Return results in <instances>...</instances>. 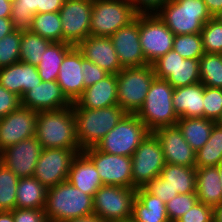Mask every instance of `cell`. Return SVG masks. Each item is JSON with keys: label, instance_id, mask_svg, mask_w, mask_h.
<instances>
[{"label": "cell", "instance_id": "cell-1", "mask_svg": "<svg viewBox=\"0 0 222 222\" xmlns=\"http://www.w3.org/2000/svg\"><path fill=\"white\" fill-rule=\"evenodd\" d=\"M35 136L43 149H81L76 136V119L72 106L39 111Z\"/></svg>", "mask_w": 222, "mask_h": 222}, {"label": "cell", "instance_id": "cell-2", "mask_svg": "<svg viewBox=\"0 0 222 222\" xmlns=\"http://www.w3.org/2000/svg\"><path fill=\"white\" fill-rule=\"evenodd\" d=\"M44 212L48 222H65L94 214L93 197L68 181L47 189Z\"/></svg>", "mask_w": 222, "mask_h": 222}, {"label": "cell", "instance_id": "cell-3", "mask_svg": "<svg viewBox=\"0 0 222 222\" xmlns=\"http://www.w3.org/2000/svg\"><path fill=\"white\" fill-rule=\"evenodd\" d=\"M76 119V136L80 148L94 147L126 114L117 104L99 109L77 108L73 103Z\"/></svg>", "mask_w": 222, "mask_h": 222}, {"label": "cell", "instance_id": "cell-4", "mask_svg": "<svg viewBox=\"0 0 222 222\" xmlns=\"http://www.w3.org/2000/svg\"><path fill=\"white\" fill-rule=\"evenodd\" d=\"M174 88L165 79L154 78L145 101L136 116L150 132L174 126L178 122L172 98Z\"/></svg>", "mask_w": 222, "mask_h": 222}, {"label": "cell", "instance_id": "cell-5", "mask_svg": "<svg viewBox=\"0 0 222 222\" xmlns=\"http://www.w3.org/2000/svg\"><path fill=\"white\" fill-rule=\"evenodd\" d=\"M156 14L174 35L201 33L212 18L203 0H169Z\"/></svg>", "mask_w": 222, "mask_h": 222}, {"label": "cell", "instance_id": "cell-6", "mask_svg": "<svg viewBox=\"0 0 222 222\" xmlns=\"http://www.w3.org/2000/svg\"><path fill=\"white\" fill-rule=\"evenodd\" d=\"M155 77L152 64L123 68L117 74V104L126 113L136 114Z\"/></svg>", "mask_w": 222, "mask_h": 222}, {"label": "cell", "instance_id": "cell-7", "mask_svg": "<svg viewBox=\"0 0 222 222\" xmlns=\"http://www.w3.org/2000/svg\"><path fill=\"white\" fill-rule=\"evenodd\" d=\"M149 133L148 128L136 114L126 113L95 147L109 154L132 157Z\"/></svg>", "mask_w": 222, "mask_h": 222}, {"label": "cell", "instance_id": "cell-8", "mask_svg": "<svg viewBox=\"0 0 222 222\" xmlns=\"http://www.w3.org/2000/svg\"><path fill=\"white\" fill-rule=\"evenodd\" d=\"M137 15L129 0H93L90 35L111 37Z\"/></svg>", "mask_w": 222, "mask_h": 222}, {"label": "cell", "instance_id": "cell-9", "mask_svg": "<svg viewBox=\"0 0 222 222\" xmlns=\"http://www.w3.org/2000/svg\"><path fill=\"white\" fill-rule=\"evenodd\" d=\"M136 188L103 185L93 196L94 214L106 222L131 219Z\"/></svg>", "mask_w": 222, "mask_h": 222}, {"label": "cell", "instance_id": "cell-10", "mask_svg": "<svg viewBox=\"0 0 222 222\" xmlns=\"http://www.w3.org/2000/svg\"><path fill=\"white\" fill-rule=\"evenodd\" d=\"M132 188H144L165 166L161 144L153 132L140 143L132 157Z\"/></svg>", "mask_w": 222, "mask_h": 222}, {"label": "cell", "instance_id": "cell-11", "mask_svg": "<svg viewBox=\"0 0 222 222\" xmlns=\"http://www.w3.org/2000/svg\"><path fill=\"white\" fill-rule=\"evenodd\" d=\"M139 40L146 62L152 64L173 49L174 34L156 13L139 14Z\"/></svg>", "mask_w": 222, "mask_h": 222}, {"label": "cell", "instance_id": "cell-12", "mask_svg": "<svg viewBox=\"0 0 222 222\" xmlns=\"http://www.w3.org/2000/svg\"><path fill=\"white\" fill-rule=\"evenodd\" d=\"M152 66L156 78L167 80L173 88L201 82L199 59H184L173 49L159 57Z\"/></svg>", "mask_w": 222, "mask_h": 222}, {"label": "cell", "instance_id": "cell-13", "mask_svg": "<svg viewBox=\"0 0 222 222\" xmlns=\"http://www.w3.org/2000/svg\"><path fill=\"white\" fill-rule=\"evenodd\" d=\"M80 152L82 149H43L33 176L47 189L67 181L72 162Z\"/></svg>", "mask_w": 222, "mask_h": 222}, {"label": "cell", "instance_id": "cell-14", "mask_svg": "<svg viewBox=\"0 0 222 222\" xmlns=\"http://www.w3.org/2000/svg\"><path fill=\"white\" fill-rule=\"evenodd\" d=\"M93 0H65L59 10L63 42L77 46L90 36Z\"/></svg>", "mask_w": 222, "mask_h": 222}, {"label": "cell", "instance_id": "cell-15", "mask_svg": "<svg viewBox=\"0 0 222 222\" xmlns=\"http://www.w3.org/2000/svg\"><path fill=\"white\" fill-rule=\"evenodd\" d=\"M82 152L93 162L103 185L132 188L131 157L99 151L95 146Z\"/></svg>", "mask_w": 222, "mask_h": 222}, {"label": "cell", "instance_id": "cell-16", "mask_svg": "<svg viewBox=\"0 0 222 222\" xmlns=\"http://www.w3.org/2000/svg\"><path fill=\"white\" fill-rule=\"evenodd\" d=\"M37 113L20 106L0 119V152L36 135Z\"/></svg>", "mask_w": 222, "mask_h": 222}, {"label": "cell", "instance_id": "cell-17", "mask_svg": "<svg viewBox=\"0 0 222 222\" xmlns=\"http://www.w3.org/2000/svg\"><path fill=\"white\" fill-rule=\"evenodd\" d=\"M42 150L36 136H33L1 151V163L19 178L32 177Z\"/></svg>", "mask_w": 222, "mask_h": 222}, {"label": "cell", "instance_id": "cell-18", "mask_svg": "<svg viewBox=\"0 0 222 222\" xmlns=\"http://www.w3.org/2000/svg\"><path fill=\"white\" fill-rule=\"evenodd\" d=\"M110 38L122 68L148 65L139 40V14L135 20L120 28Z\"/></svg>", "mask_w": 222, "mask_h": 222}, {"label": "cell", "instance_id": "cell-19", "mask_svg": "<svg viewBox=\"0 0 222 222\" xmlns=\"http://www.w3.org/2000/svg\"><path fill=\"white\" fill-rule=\"evenodd\" d=\"M153 133L161 144L165 163L195 167L196 152L186 142L177 125L162 127Z\"/></svg>", "mask_w": 222, "mask_h": 222}, {"label": "cell", "instance_id": "cell-20", "mask_svg": "<svg viewBox=\"0 0 222 222\" xmlns=\"http://www.w3.org/2000/svg\"><path fill=\"white\" fill-rule=\"evenodd\" d=\"M21 106L33 111L58 110L72 106L57 81H41L21 97Z\"/></svg>", "mask_w": 222, "mask_h": 222}, {"label": "cell", "instance_id": "cell-21", "mask_svg": "<svg viewBox=\"0 0 222 222\" xmlns=\"http://www.w3.org/2000/svg\"><path fill=\"white\" fill-rule=\"evenodd\" d=\"M76 47L84 58L98 65L109 74L117 75L123 69L110 37L90 35Z\"/></svg>", "mask_w": 222, "mask_h": 222}, {"label": "cell", "instance_id": "cell-22", "mask_svg": "<svg viewBox=\"0 0 222 222\" xmlns=\"http://www.w3.org/2000/svg\"><path fill=\"white\" fill-rule=\"evenodd\" d=\"M82 70L81 52L74 46L65 55L56 80L71 103H75L84 92L85 86Z\"/></svg>", "mask_w": 222, "mask_h": 222}, {"label": "cell", "instance_id": "cell-23", "mask_svg": "<svg viewBox=\"0 0 222 222\" xmlns=\"http://www.w3.org/2000/svg\"><path fill=\"white\" fill-rule=\"evenodd\" d=\"M41 81L38 68L31 64L18 61L0 69V84L19 97Z\"/></svg>", "mask_w": 222, "mask_h": 222}, {"label": "cell", "instance_id": "cell-24", "mask_svg": "<svg viewBox=\"0 0 222 222\" xmlns=\"http://www.w3.org/2000/svg\"><path fill=\"white\" fill-rule=\"evenodd\" d=\"M77 108L99 109L117 105V75L108 74L101 81L84 89L73 103Z\"/></svg>", "mask_w": 222, "mask_h": 222}, {"label": "cell", "instance_id": "cell-25", "mask_svg": "<svg viewBox=\"0 0 222 222\" xmlns=\"http://www.w3.org/2000/svg\"><path fill=\"white\" fill-rule=\"evenodd\" d=\"M65 0H15L12 2L11 21L14 30L29 31L37 13L59 12Z\"/></svg>", "mask_w": 222, "mask_h": 222}, {"label": "cell", "instance_id": "cell-26", "mask_svg": "<svg viewBox=\"0 0 222 222\" xmlns=\"http://www.w3.org/2000/svg\"><path fill=\"white\" fill-rule=\"evenodd\" d=\"M204 85L197 82L174 88L173 106L179 118H204Z\"/></svg>", "mask_w": 222, "mask_h": 222}, {"label": "cell", "instance_id": "cell-27", "mask_svg": "<svg viewBox=\"0 0 222 222\" xmlns=\"http://www.w3.org/2000/svg\"><path fill=\"white\" fill-rule=\"evenodd\" d=\"M67 181L92 197L103 186L95 165L83 152L74 158Z\"/></svg>", "mask_w": 222, "mask_h": 222}, {"label": "cell", "instance_id": "cell-28", "mask_svg": "<svg viewBox=\"0 0 222 222\" xmlns=\"http://www.w3.org/2000/svg\"><path fill=\"white\" fill-rule=\"evenodd\" d=\"M131 218L135 222H170L165 203L144 188L136 190Z\"/></svg>", "mask_w": 222, "mask_h": 222}, {"label": "cell", "instance_id": "cell-29", "mask_svg": "<svg viewBox=\"0 0 222 222\" xmlns=\"http://www.w3.org/2000/svg\"><path fill=\"white\" fill-rule=\"evenodd\" d=\"M198 202L214 208L222 202L219 166L196 167Z\"/></svg>", "mask_w": 222, "mask_h": 222}, {"label": "cell", "instance_id": "cell-30", "mask_svg": "<svg viewBox=\"0 0 222 222\" xmlns=\"http://www.w3.org/2000/svg\"><path fill=\"white\" fill-rule=\"evenodd\" d=\"M160 177L172 190V199L178 194L196 193V167L166 163Z\"/></svg>", "mask_w": 222, "mask_h": 222}, {"label": "cell", "instance_id": "cell-31", "mask_svg": "<svg viewBox=\"0 0 222 222\" xmlns=\"http://www.w3.org/2000/svg\"><path fill=\"white\" fill-rule=\"evenodd\" d=\"M47 188L34 176L20 178L16 190L15 208L44 209Z\"/></svg>", "mask_w": 222, "mask_h": 222}, {"label": "cell", "instance_id": "cell-32", "mask_svg": "<svg viewBox=\"0 0 222 222\" xmlns=\"http://www.w3.org/2000/svg\"><path fill=\"white\" fill-rule=\"evenodd\" d=\"M215 121L207 118H179L176 125L195 152L208 141Z\"/></svg>", "mask_w": 222, "mask_h": 222}, {"label": "cell", "instance_id": "cell-33", "mask_svg": "<svg viewBox=\"0 0 222 222\" xmlns=\"http://www.w3.org/2000/svg\"><path fill=\"white\" fill-rule=\"evenodd\" d=\"M74 46L66 42H52L41 56V61L37 66L39 76L42 81H56L59 74L60 65L65 55Z\"/></svg>", "mask_w": 222, "mask_h": 222}, {"label": "cell", "instance_id": "cell-34", "mask_svg": "<svg viewBox=\"0 0 222 222\" xmlns=\"http://www.w3.org/2000/svg\"><path fill=\"white\" fill-rule=\"evenodd\" d=\"M222 163V126L215 124L208 141L196 152L195 167L219 166Z\"/></svg>", "mask_w": 222, "mask_h": 222}, {"label": "cell", "instance_id": "cell-35", "mask_svg": "<svg viewBox=\"0 0 222 222\" xmlns=\"http://www.w3.org/2000/svg\"><path fill=\"white\" fill-rule=\"evenodd\" d=\"M29 31L38 34L51 42H63L59 12L35 14Z\"/></svg>", "mask_w": 222, "mask_h": 222}, {"label": "cell", "instance_id": "cell-36", "mask_svg": "<svg viewBox=\"0 0 222 222\" xmlns=\"http://www.w3.org/2000/svg\"><path fill=\"white\" fill-rule=\"evenodd\" d=\"M50 40L31 31H21L20 62L38 66L41 56L51 44Z\"/></svg>", "mask_w": 222, "mask_h": 222}, {"label": "cell", "instance_id": "cell-37", "mask_svg": "<svg viewBox=\"0 0 222 222\" xmlns=\"http://www.w3.org/2000/svg\"><path fill=\"white\" fill-rule=\"evenodd\" d=\"M199 70L204 86L222 89V54L204 53L199 59Z\"/></svg>", "mask_w": 222, "mask_h": 222}, {"label": "cell", "instance_id": "cell-38", "mask_svg": "<svg viewBox=\"0 0 222 222\" xmlns=\"http://www.w3.org/2000/svg\"><path fill=\"white\" fill-rule=\"evenodd\" d=\"M19 177L0 163V211H12L16 205Z\"/></svg>", "mask_w": 222, "mask_h": 222}, {"label": "cell", "instance_id": "cell-39", "mask_svg": "<svg viewBox=\"0 0 222 222\" xmlns=\"http://www.w3.org/2000/svg\"><path fill=\"white\" fill-rule=\"evenodd\" d=\"M173 50L184 59H200L204 55L200 33L174 35Z\"/></svg>", "mask_w": 222, "mask_h": 222}, {"label": "cell", "instance_id": "cell-40", "mask_svg": "<svg viewBox=\"0 0 222 222\" xmlns=\"http://www.w3.org/2000/svg\"><path fill=\"white\" fill-rule=\"evenodd\" d=\"M204 53L222 54V23L212 17L200 33Z\"/></svg>", "mask_w": 222, "mask_h": 222}, {"label": "cell", "instance_id": "cell-41", "mask_svg": "<svg viewBox=\"0 0 222 222\" xmlns=\"http://www.w3.org/2000/svg\"><path fill=\"white\" fill-rule=\"evenodd\" d=\"M21 31L14 30L0 39V69L19 61Z\"/></svg>", "mask_w": 222, "mask_h": 222}, {"label": "cell", "instance_id": "cell-42", "mask_svg": "<svg viewBox=\"0 0 222 222\" xmlns=\"http://www.w3.org/2000/svg\"><path fill=\"white\" fill-rule=\"evenodd\" d=\"M198 202L196 193L178 194L166 205L167 216L170 222L177 221Z\"/></svg>", "mask_w": 222, "mask_h": 222}, {"label": "cell", "instance_id": "cell-43", "mask_svg": "<svg viewBox=\"0 0 222 222\" xmlns=\"http://www.w3.org/2000/svg\"><path fill=\"white\" fill-rule=\"evenodd\" d=\"M204 118L217 121L222 114V89L204 86Z\"/></svg>", "mask_w": 222, "mask_h": 222}, {"label": "cell", "instance_id": "cell-44", "mask_svg": "<svg viewBox=\"0 0 222 222\" xmlns=\"http://www.w3.org/2000/svg\"><path fill=\"white\" fill-rule=\"evenodd\" d=\"M178 222H213V208L197 202L189 211L181 216Z\"/></svg>", "mask_w": 222, "mask_h": 222}, {"label": "cell", "instance_id": "cell-45", "mask_svg": "<svg viewBox=\"0 0 222 222\" xmlns=\"http://www.w3.org/2000/svg\"><path fill=\"white\" fill-rule=\"evenodd\" d=\"M81 66L83 67L82 73L84 78L85 88L101 81L109 73L101 69L98 65L83 57L81 53Z\"/></svg>", "mask_w": 222, "mask_h": 222}, {"label": "cell", "instance_id": "cell-46", "mask_svg": "<svg viewBox=\"0 0 222 222\" xmlns=\"http://www.w3.org/2000/svg\"><path fill=\"white\" fill-rule=\"evenodd\" d=\"M21 106V99L0 84V119Z\"/></svg>", "mask_w": 222, "mask_h": 222}, {"label": "cell", "instance_id": "cell-47", "mask_svg": "<svg viewBox=\"0 0 222 222\" xmlns=\"http://www.w3.org/2000/svg\"><path fill=\"white\" fill-rule=\"evenodd\" d=\"M144 189L148 193L159 197L165 204L172 199L171 188L166 184V180H163L160 176L150 181Z\"/></svg>", "mask_w": 222, "mask_h": 222}, {"label": "cell", "instance_id": "cell-48", "mask_svg": "<svg viewBox=\"0 0 222 222\" xmlns=\"http://www.w3.org/2000/svg\"><path fill=\"white\" fill-rule=\"evenodd\" d=\"M14 222H48L44 209L15 208Z\"/></svg>", "mask_w": 222, "mask_h": 222}, {"label": "cell", "instance_id": "cell-49", "mask_svg": "<svg viewBox=\"0 0 222 222\" xmlns=\"http://www.w3.org/2000/svg\"><path fill=\"white\" fill-rule=\"evenodd\" d=\"M138 14L157 13L169 0H129Z\"/></svg>", "mask_w": 222, "mask_h": 222}, {"label": "cell", "instance_id": "cell-50", "mask_svg": "<svg viewBox=\"0 0 222 222\" xmlns=\"http://www.w3.org/2000/svg\"><path fill=\"white\" fill-rule=\"evenodd\" d=\"M203 2L212 17L222 11V0H203Z\"/></svg>", "mask_w": 222, "mask_h": 222}, {"label": "cell", "instance_id": "cell-51", "mask_svg": "<svg viewBox=\"0 0 222 222\" xmlns=\"http://www.w3.org/2000/svg\"><path fill=\"white\" fill-rule=\"evenodd\" d=\"M14 31L11 18L0 17V39Z\"/></svg>", "mask_w": 222, "mask_h": 222}, {"label": "cell", "instance_id": "cell-52", "mask_svg": "<svg viewBox=\"0 0 222 222\" xmlns=\"http://www.w3.org/2000/svg\"><path fill=\"white\" fill-rule=\"evenodd\" d=\"M12 2L9 0H0V17L10 18Z\"/></svg>", "mask_w": 222, "mask_h": 222}, {"label": "cell", "instance_id": "cell-53", "mask_svg": "<svg viewBox=\"0 0 222 222\" xmlns=\"http://www.w3.org/2000/svg\"><path fill=\"white\" fill-rule=\"evenodd\" d=\"M65 222H106L99 218L97 215L93 214L90 216L78 217L76 219L67 220Z\"/></svg>", "mask_w": 222, "mask_h": 222}, {"label": "cell", "instance_id": "cell-54", "mask_svg": "<svg viewBox=\"0 0 222 222\" xmlns=\"http://www.w3.org/2000/svg\"><path fill=\"white\" fill-rule=\"evenodd\" d=\"M213 222H222V202L213 208Z\"/></svg>", "mask_w": 222, "mask_h": 222}, {"label": "cell", "instance_id": "cell-55", "mask_svg": "<svg viewBox=\"0 0 222 222\" xmlns=\"http://www.w3.org/2000/svg\"><path fill=\"white\" fill-rule=\"evenodd\" d=\"M0 222H14L12 211H0Z\"/></svg>", "mask_w": 222, "mask_h": 222}, {"label": "cell", "instance_id": "cell-56", "mask_svg": "<svg viewBox=\"0 0 222 222\" xmlns=\"http://www.w3.org/2000/svg\"><path fill=\"white\" fill-rule=\"evenodd\" d=\"M219 171H220V184L222 186V163L219 165Z\"/></svg>", "mask_w": 222, "mask_h": 222}, {"label": "cell", "instance_id": "cell-57", "mask_svg": "<svg viewBox=\"0 0 222 222\" xmlns=\"http://www.w3.org/2000/svg\"><path fill=\"white\" fill-rule=\"evenodd\" d=\"M215 18H217V19L222 23V11L219 12V13L215 16Z\"/></svg>", "mask_w": 222, "mask_h": 222}, {"label": "cell", "instance_id": "cell-58", "mask_svg": "<svg viewBox=\"0 0 222 222\" xmlns=\"http://www.w3.org/2000/svg\"><path fill=\"white\" fill-rule=\"evenodd\" d=\"M216 124L219 126H222V114L221 116L218 118V120L216 121Z\"/></svg>", "mask_w": 222, "mask_h": 222}, {"label": "cell", "instance_id": "cell-59", "mask_svg": "<svg viewBox=\"0 0 222 222\" xmlns=\"http://www.w3.org/2000/svg\"><path fill=\"white\" fill-rule=\"evenodd\" d=\"M119 222H135L132 218L124 221H119Z\"/></svg>", "mask_w": 222, "mask_h": 222}]
</instances>
